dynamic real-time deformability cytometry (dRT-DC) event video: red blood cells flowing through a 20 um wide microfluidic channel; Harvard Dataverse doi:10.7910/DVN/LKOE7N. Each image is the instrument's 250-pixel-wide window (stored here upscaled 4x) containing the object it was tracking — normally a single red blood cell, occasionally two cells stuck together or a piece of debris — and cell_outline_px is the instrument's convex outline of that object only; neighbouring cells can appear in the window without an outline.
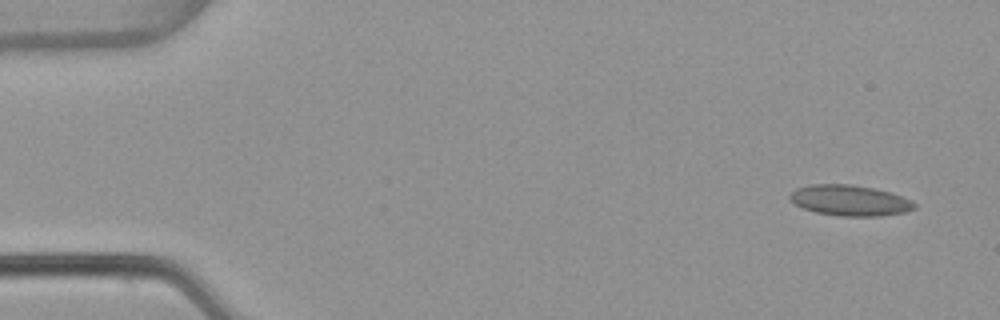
{"species": "common noctule bat (a hibernating species)", "species_latin": "Nyctalus noctula", "temperature_condition": "warm", "stored_images_in_passage": 4, "camera_frame_rate_fps": 3000, "um_per_image_px": 0.085, "animal": {"sex": "female", "body_mass_g": 22.7, "forearm_length_mm": 54.2}, "frame": {"image": 1, "passage_image": 1, "time_ms": 0.0, "image_size_px": [1000, 320], "cell_outline_px": [[916, 208], [904, 212], [880, 216], [840, 216], [816, 212], [804, 208], [796, 204], [788, 196], [796, 188], [808, 184], [852, 184], [892, 192], [912, 200], [916, 204]], "centroid_in_image_um": [72.26, 17.03], "position_along_channel_um": 12.7, "area_um2": 22.31}}
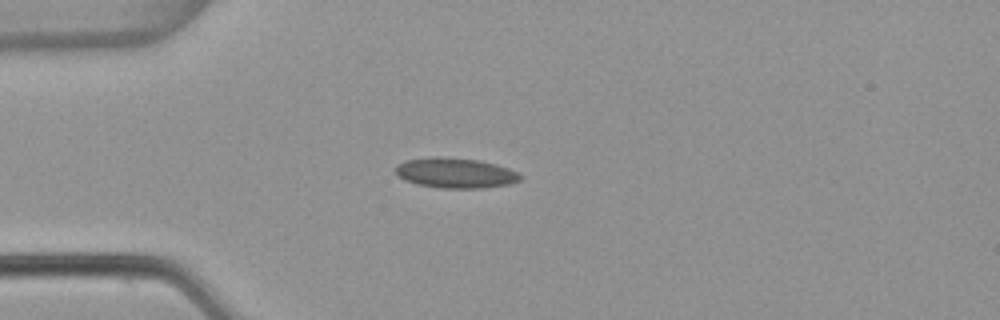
{"frame": {"image": 2, "passage_image": 4, "time_ms": 1.0, "image_size_px": [1000, 320], "cell_outline_px": [[524, 176], [520, 180], [512, 184], [484, 188], [440, 188], [416, 184], [404, 180], [396, 172], [396, 164], [404, 160], [432, 156], [444, 156], [480, 160], [496, 164], [508, 168]], "centroid_in_image_um": [38.72, 14.69], "position_along_channel_um": 46.3, "area_um2": 22.31}}